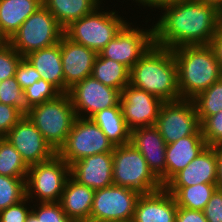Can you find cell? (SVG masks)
Here are the masks:
<instances>
[{
  "mask_svg": "<svg viewBox=\"0 0 222 222\" xmlns=\"http://www.w3.org/2000/svg\"><path fill=\"white\" fill-rule=\"evenodd\" d=\"M64 28L44 7L30 15L7 41L22 57L60 42Z\"/></svg>",
  "mask_w": 222,
  "mask_h": 222,
  "instance_id": "obj_7",
  "label": "cell"
},
{
  "mask_svg": "<svg viewBox=\"0 0 222 222\" xmlns=\"http://www.w3.org/2000/svg\"><path fill=\"white\" fill-rule=\"evenodd\" d=\"M22 117L15 107L0 102V134L4 137Z\"/></svg>",
  "mask_w": 222,
  "mask_h": 222,
  "instance_id": "obj_39",
  "label": "cell"
},
{
  "mask_svg": "<svg viewBox=\"0 0 222 222\" xmlns=\"http://www.w3.org/2000/svg\"><path fill=\"white\" fill-rule=\"evenodd\" d=\"M28 200L29 199L25 197L18 203L1 210L0 222H25L26 218L32 211L26 206Z\"/></svg>",
  "mask_w": 222,
  "mask_h": 222,
  "instance_id": "obj_38",
  "label": "cell"
},
{
  "mask_svg": "<svg viewBox=\"0 0 222 222\" xmlns=\"http://www.w3.org/2000/svg\"><path fill=\"white\" fill-rule=\"evenodd\" d=\"M161 12L153 25L154 44L171 50L210 44L222 21V11L201 0H183L163 7Z\"/></svg>",
  "mask_w": 222,
  "mask_h": 222,
  "instance_id": "obj_1",
  "label": "cell"
},
{
  "mask_svg": "<svg viewBox=\"0 0 222 222\" xmlns=\"http://www.w3.org/2000/svg\"><path fill=\"white\" fill-rule=\"evenodd\" d=\"M94 192V189L78 183L70 176L60 199L64 213L73 222H90Z\"/></svg>",
  "mask_w": 222,
  "mask_h": 222,
  "instance_id": "obj_22",
  "label": "cell"
},
{
  "mask_svg": "<svg viewBox=\"0 0 222 222\" xmlns=\"http://www.w3.org/2000/svg\"><path fill=\"white\" fill-rule=\"evenodd\" d=\"M207 222H222V191L216 189L203 210Z\"/></svg>",
  "mask_w": 222,
  "mask_h": 222,
  "instance_id": "obj_40",
  "label": "cell"
},
{
  "mask_svg": "<svg viewBox=\"0 0 222 222\" xmlns=\"http://www.w3.org/2000/svg\"><path fill=\"white\" fill-rule=\"evenodd\" d=\"M24 58L34 66L42 79L54 85L61 93H65L60 42L53 46L33 51Z\"/></svg>",
  "mask_w": 222,
  "mask_h": 222,
  "instance_id": "obj_23",
  "label": "cell"
},
{
  "mask_svg": "<svg viewBox=\"0 0 222 222\" xmlns=\"http://www.w3.org/2000/svg\"><path fill=\"white\" fill-rule=\"evenodd\" d=\"M210 47L212 48L216 60L218 61L221 69H222V21L219 25V28L214 35V37L210 41Z\"/></svg>",
  "mask_w": 222,
  "mask_h": 222,
  "instance_id": "obj_42",
  "label": "cell"
},
{
  "mask_svg": "<svg viewBox=\"0 0 222 222\" xmlns=\"http://www.w3.org/2000/svg\"><path fill=\"white\" fill-rule=\"evenodd\" d=\"M24 91L32 107L53 100L62 94L54 85L42 78Z\"/></svg>",
  "mask_w": 222,
  "mask_h": 222,
  "instance_id": "obj_34",
  "label": "cell"
},
{
  "mask_svg": "<svg viewBox=\"0 0 222 222\" xmlns=\"http://www.w3.org/2000/svg\"><path fill=\"white\" fill-rule=\"evenodd\" d=\"M181 1L183 0H137V2L139 3L138 6L141 4V6L143 5L144 7L148 6L150 8L154 7L158 9H162L163 7L179 3Z\"/></svg>",
  "mask_w": 222,
  "mask_h": 222,
  "instance_id": "obj_43",
  "label": "cell"
},
{
  "mask_svg": "<svg viewBox=\"0 0 222 222\" xmlns=\"http://www.w3.org/2000/svg\"><path fill=\"white\" fill-rule=\"evenodd\" d=\"M29 166L15 147L3 137L0 140V175L27 177Z\"/></svg>",
  "mask_w": 222,
  "mask_h": 222,
  "instance_id": "obj_30",
  "label": "cell"
},
{
  "mask_svg": "<svg viewBox=\"0 0 222 222\" xmlns=\"http://www.w3.org/2000/svg\"><path fill=\"white\" fill-rule=\"evenodd\" d=\"M26 178L0 175V211L26 197Z\"/></svg>",
  "mask_w": 222,
  "mask_h": 222,
  "instance_id": "obj_32",
  "label": "cell"
},
{
  "mask_svg": "<svg viewBox=\"0 0 222 222\" xmlns=\"http://www.w3.org/2000/svg\"><path fill=\"white\" fill-rule=\"evenodd\" d=\"M92 76L105 86L121 92L130 82V69L122 63L103 58L98 54L93 65Z\"/></svg>",
  "mask_w": 222,
  "mask_h": 222,
  "instance_id": "obj_28",
  "label": "cell"
},
{
  "mask_svg": "<svg viewBox=\"0 0 222 222\" xmlns=\"http://www.w3.org/2000/svg\"><path fill=\"white\" fill-rule=\"evenodd\" d=\"M127 23L121 31L98 53L103 58L119 62L131 69L154 43L153 26L135 28Z\"/></svg>",
  "mask_w": 222,
  "mask_h": 222,
  "instance_id": "obj_13",
  "label": "cell"
},
{
  "mask_svg": "<svg viewBox=\"0 0 222 222\" xmlns=\"http://www.w3.org/2000/svg\"><path fill=\"white\" fill-rule=\"evenodd\" d=\"M102 0H43L44 7L58 23L67 27L71 22L90 14Z\"/></svg>",
  "mask_w": 222,
  "mask_h": 222,
  "instance_id": "obj_26",
  "label": "cell"
},
{
  "mask_svg": "<svg viewBox=\"0 0 222 222\" xmlns=\"http://www.w3.org/2000/svg\"><path fill=\"white\" fill-rule=\"evenodd\" d=\"M178 206L164 187L141 194L136 202L133 222H176Z\"/></svg>",
  "mask_w": 222,
  "mask_h": 222,
  "instance_id": "obj_19",
  "label": "cell"
},
{
  "mask_svg": "<svg viewBox=\"0 0 222 222\" xmlns=\"http://www.w3.org/2000/svg\"><path fill=\"white\" fill-rule=\"evenodd\" d=\"M70 176L97 190L113 185V152L91 155L70 165Z\"/></svg>",
  "mask_w": 222,
  "mask_h": 222,
  "instance_id": "obj_18",
  "label": "cell"
},
{
  "mask_svg": "<svg viewBox=\"0 0 222 222\" xmlns=\"http://www.w3.org/2000/svg\"><path fill=\"white\" fill-rule=\"evenodd\" d=\"M114 144L91 118L76 117L57 154L70 166L85 157L113 152Z\"/></svg>",
  "mask_w": 222,
  "mask_h": 222,
  "instance_id": "obj_9",
  "label": "cell"
},
{
  "mask_svg": "<svg viewBox=\"0 0 222 222\" xmlns=\"http://www.w3.org/2000/svg\"><path fill=\"white\" fill-rule=\"evenodd\" d=\"M14 77L23 90L42 78L34 66L24 57L17 65Z\"/></svg>",
  "mask_w": 222,
  "mask_h": 222,
  "instance_id": "obj_37",
  "label": "cell"
},
{
  "mask_svg": "<svg viewBox=\"0 0 222 222\" xmlns=\"http://www.w3.org/2000/svg\"><path fill=\"white\" fill-rule=\"evenodd\" d=\"M7 41L0 35V47L3 46Z\"/></svg>",
  "mask_w": 222,
  "mask_h": 222,
  "instance_id": "obj_46",
  "label": "cell"
},
{
  "mask_svg": "<svg viewBox=\"0 0 222 222\" xmlns=\"http://www.w3.org/2000/svg\"><path fill=\"white\" fill-rule=\"evenodd\" d=\"M200 123L208 116L222 111V77L208 89L197 94L193 99Z\"/></svg>",
  "mask_w": 222,
  "mask_h": 222,
  "instance_id": "obj_29",
  "label": "cell"
},
{
  "mask_svg": "<svg viewBox=\"0 0 222 222\" xmlns=\"http://www.w3.org/2000/svg\"><path fill=\"white\" fill-rule=\"evenodd\" d=\"M203 134H193L166 145V184L206 147Z\"/></svg>",
  "mask_w": 222,
  "mask_h": 222,
  "instance_id": "obj_21",
  "label": "cell"
},
{
  "mask_svg": "<svg viewBox=\"0 0 222 222\" xmlns=\"http://www.w3.org/2000/svg\"><path fill=\"white\" fill-rule=\"evenodd\" d=\"M172 51L181 99H193L222 77V69L209 44L186 45Z\"/></svg>",
  "mask_w": 222,
  "mask_h": 222,
  "instance_id": "obj_3",
  "label": "cell"
},
{
  "mask_svg": "<svg viewBox=\"0 0 222 222\" xmlns=\"http://www.w3.org/2000/svg\"><path fill=\"white\" fill-rule=\"evenodd\" d=\"M113 185L134 189L140 194L163 188L143 155L131 143L114 147Z\"/></svg>",
  "mask_w": 222,
  "mask_h": 222,
  "instance_id": "obj_6",
  "label": "cell"
},
{
  "mask_svg": "<svg viewBox=\"0 0 222 222\" xmlns=\"http://www.w3.org/2000/svg\"><path fill=\"white\" fill-rule=\"evenodd\" d=\"M69 177L70 166L58 154L31 165L26 178V197L29 202L33 198L39 203L60 202Z\"/></svg>",
  "mask_w": 222,
  "mask_h": 222,
  "instance_id": "obj_8",
  "label": "cell"
},
{
  "mask_svg": "<svg viewBox=\"0 0 222 222\" xmlns=\"http://www.w3.org/2000/svg\"><path fill=\"white\" fill-rule=\"evenodd\" d=\"M155 126L166 144L193 134H202L201 123L191 99L163 102Z\"/></svg>",
  "mask_w": 222,
  "mask_h": 222,
  "instance_id": "obj_10",
  "label": "cell"
},
{
  "mask_svg": "<svg viewBox=\"0 0 222 222\" xmlns=\"http://www.w3.org/2000/svg\"><path fill=\"white\" fill-rule=\"evenodd\" d=\"M4 137L28 166L47 161L57 154L27 116H23Z\"/></svg>",
  "mask_w": 222,
  "mask_h": 222,
  "instance_id": "obj_14",
  "label": "cell"
},
{
  "mask_svg": "<svg viewBox=\"0 0 222 222\" xmlns=\"http://www.w3.org/2000/svg\"><path fill=\"white\" fill-rule=\"evenodd\" d=\"M129 84L163 102L181 99L173 51L153 43L130 69Z\"/></svg>",
  "mask_w": 222,
  "mask_h": 222,
  "instance_id": "obj_2",
  "label": "cell"
},
{
  "mask_svg": "<svg viewBox=\"0 0 222 222\" xmlns=\"http://www.w3.org/2000/svg\"><path fill=\"white\" fill-rule=\"evenodd\" d=\"M27 117L57 152L65 143L77 116L69 94L62 93L53 100L33 106Z\"/></svg>",
  "mask_w": 222,
  "mask_h": 222,
  "instance_id": "obj_4",
  "label": "cell"
},
{
  "mask_svg": "<svg viewBox=\"0 0 222 222\" xmlns=\"http://www.w3.org/2000/svg\"><path fill=\"white\" fill-rule=\"evenodd\" d=\"M201 130L208 146L222 143V111L208 116L201 123Z\"/></svg>",
  "mask_w": 222,
  "mask_h": 222,
  "instance_id": "obj_36",
  "label": "cell"
},
{
  "mask_svg": "<svg viewBox=\"0 0 222 222\" xmlns=\"http://www.w3.org/2000/svg\"><path fill=\"white\" fill-rule=\"evenodd\" d=\"M130 143L143 155L148 167L166 185V143L155 125L131 130Z\"/></svg>",
  "mask_w": 222,
  "mask_h": 222,
  "instance_id": "obj_17",
  "label": "cell"
},
{
  "mask_svg": "<svg viewBox=\"0 0 222 222\" xmlns=\"http://www.w3.org/2000/svg\"><path fill=\"white\" fill-rule=\"evenodd\" d=\"M162 104L160 98L130 84L121 91L120 106L130 130L155 125Z\"/></svg>",
  "mask_w": 222,
  "mask_h": 222,
  "instance_id": "obj_15",
  "label": "cell"
},
{
  "mask_svg": "<svg viewBox=\"0 0 222 222\" xmlns=\"http://www.w3.org/2000/svg\"><path fill=\"white\" fill-rule=\"evenodd\" d=\"M117 222H133V221L131 220V221H117Z\"/></svg>",
  "mask_w": 222,
  "mask_h": 222,
  "instance_id": "obj_47",
  "label": "cell"
},
{
  "mask_svg": "<svg viewBox=\"0 0 222 222\" xmlns=\"http://www.w3.org/2000/svg\"><path fill=\"white\" fill-rule=\"evenodd\" d=\"M140 195L134 189L116 185L95 190L90 222L131 221Z\"/></svg>",
  "mask_w": 222,
  "mask_h": 222,
  "instance_id": "obj_11",
  "label": "cell"
},
{
  "mask_svg": "<svg viewBox=\"0 0 222 222\" xmlns=\"http://www.w3.org/2000/svg\"><path fill=\"white\" fill-rule=\"evenodd\" d=\"M43 0H0V35L8 41Z\"/></svg>",
  "mask_w": 222,
  "mask_h": 222,
  "instance_id": "obj_24",
  "label": "cell"
},
{
  "mask_svg": "<svg viewBox=\"0 0 222 222\" xmlns=\"http://www.w3.org/2000/svg\"><path fill=\"white\" fill-rule=\"evenodd\" d=\"M176 222H207L203 211L178 207Z\"/></svg>",
  "mask_w": 222,
  "mask_h": 222,
  "instance_id": "obj_41",
  "label": "cell"
},
{
  "mask_svg": "<svg viewBox=\"0 0 222 222\" xmlns=\"http://www.w3.org/2000/svg\"><path fill=\"white\" fill-rule=\"evenodd\" d=\"M68 94L75 114L80 118H91L103 109L117 106L121 96L118 89L105 86L92 75L76 83Z\"/></svg>",
  "mask_w": 222,
  "mask_h": 222,
  "instance_id": "obj_12",
  "label": "cell"
},
{
  "mask_svg": "<svg viewBox=\"0 0 222 222\" xmlns=\"http://www.w3.org/2000/svg\"><path fill=\"white\" fill-rule=\"evenodd\" d=\"M100 11L99 5L90 14L71 22L64 28V35L99 53L129 23L115 10Z\"/></svg>",
  "mask_w": 222,
  "mask_h": 222,
  "instance_id": "obj_5",
  "label": "cell"
},
{
  "mask_svg": "<svg viewBox=\"0 0 222 222\" xmlns=\"http://www.w3.org/2000/svg\"><path fill=\"white\" fill-rule=\"evenodd\" d=\"M22 56L6 42L0 47V80L15 76L17 65L22 60Z\"/></svg>",
  "mask_w": 222,
  "mask_h": 222,
  "instance_id": "obj_35",
  "label": "cell"
},
{
  "mask_svg": "<svg viewBox=\"0 0 222 222\" xmlns=\"http://www.w3.org/2000/svg\"><path fill=\"white\" fill-rule=\"evenodd\" d=\"M216 179V152L213 146H207L165 186H193L201 183L216 184Z\"/></svg>",
  "mask_w": 222,
  "mask_h": 222,
  "instance_id": "obj_20",
  "label": "cell"
},
{
  "mask_svg": "<svg viewBox=\"0 0 222 222\" xmlns=\"http://www.w3.org/2000/svg\"><path fill=\"white\" fill-rule=\"evenodd\" d=\"M65 93L76 83L92 75L93 65L98 55L92 49L78 44L65 35L60 40Z\"/></svg>",
  "mask_w": 222,
  "mask_h": 222,
  "instance_id": "obj_16",
  "label": "cell"
},
{
  "mask_svg": "<svg viewBox=\"0 0 222 222\" xmlns=\"http://www.w3.org/2000/svg\"><path fill=\"white\" fill-rule=\"evenodd\" d=\"M164 188L173 195L178 207L203 211L217 185L201 183L193 186H164Z\"/></svg>",
  "mask_w": 222,
  "mask_h": 222,
  "instance_id": "obj_27",
  "label": "cell"
},
{
  "mask_svg": "<svg viewBox=\"0 0 222 222\" xmlns=\"http://www.w3.org/2000/svg\"><path fill=\"white\" fill-rule=\"evenodd\" d=\"M91 119L105 133L114 146L130 143L131 130L124 121L120 103L117 106L97 112Z\"/></svg>",
  "mask_w": 222,
  "mask_h": 222,
  "instance_id": "obj_25",
  "label": "cell"
},
{
  "mask_svg": "<svg viewBox=\"0 0 222 222\" xmlns=\"http://www.w3.org/2000/svg\"><path fill=\"white\" fill-rule=\"evenodd\" d=\"M217 157V189L222 188V143L213 146Z\"/></svg>",
  "mask_w": 222,
  "mask_h": 222,
  "instance_id": "obj_44",
  "label": "cell"
},
{
  "mask_svg": "<svg viewBox=\"0 0 222 222\" xmlns=\"http://www.w3.org/2000/svg\"><path fill=\"white\" fill-rule=\"evenodd\" d=\"M0 102L15 107L22 116H27L33 108L15 77L1 81Z\"/></svg>",
  "mask_w": 222,
  "mask_h": 222,
  "instance_id": "obj_31",
  "label": "cell"
},
{
  "mask_svg": "<svg viewBox=\"0 0 222 222\" xmlns=\"http://www.w3.org/2000/svg\"><path fill=\"white\" fill-rule=\"evenodd\" d=\"M201 1L215 5L222 11V0H201Z\"/></svg>",
  "mask_w": 222,
  "mask_h": 222,
  "instance_id": "obj_45",
  "label": "cell"
},
{
  "mask_svg": "<svg viewBox=\"0 0 222 222\" xmlns=\"http://www.w3.org/2000/svg\"><path fill=\"white\" fill-rule=\"evenodd\" d=\"M31 210L25 222H73L64 213L60 202L39 203L37 209Z\"/></svg>",
  "mask_w": 222,
  "mask_h": 222,
  "instance_id": "obj_33",
  "label": "cell"
}]
</instances>
